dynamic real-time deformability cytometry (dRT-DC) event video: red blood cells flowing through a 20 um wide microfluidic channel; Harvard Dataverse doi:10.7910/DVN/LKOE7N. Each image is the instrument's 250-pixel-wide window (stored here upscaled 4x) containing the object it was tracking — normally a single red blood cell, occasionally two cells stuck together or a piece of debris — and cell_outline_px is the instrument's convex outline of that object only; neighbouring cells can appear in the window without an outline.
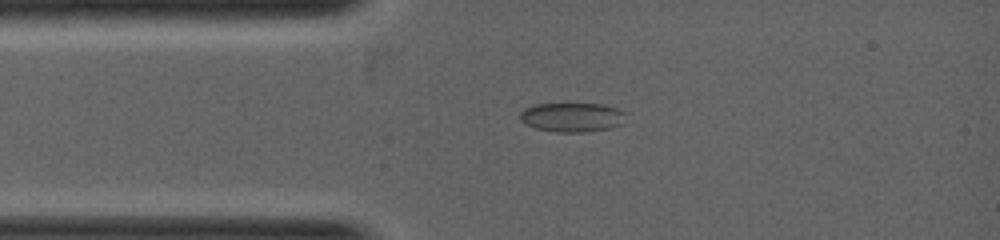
{"species": "common noctule bat (a hibernating species)", "species_latin": "Nyctalus noctula", "temperature_condition": "warm", "stored_images_in_passage": 4, "camera_frame_rate_fps": 5000, "um_per_image_px": 0.085, "animal": {"sex": "female", "body_mass_g": 19.0, "forearm_length_mm": 53.3}, "frame": {"image": 1, "passage_image": 3, "time_ms": 1.2, "image_size_px": [1000, 240], "cell_outline_px": [[628, 112], [624, 124], [608, 128], [584, 132], [556, 132], [536, 128], [524, 124], [520, 120], [520, 112], [524, 108], [536, 104], [600, 104], [616, 108]], "centroid_in_image_um": [48.65, 9.97], "position_along_channel_um": 36.3, "area_um2": 18.21}}